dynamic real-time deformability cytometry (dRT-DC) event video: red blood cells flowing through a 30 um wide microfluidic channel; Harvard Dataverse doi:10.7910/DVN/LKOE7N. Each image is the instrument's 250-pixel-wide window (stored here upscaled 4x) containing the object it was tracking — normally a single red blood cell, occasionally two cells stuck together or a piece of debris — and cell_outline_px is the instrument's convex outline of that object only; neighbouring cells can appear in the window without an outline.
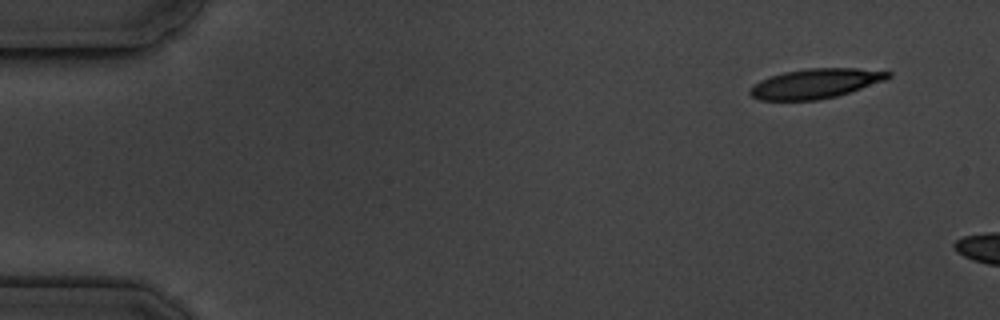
{"species": "common noctule bat (a hibernating species)", "species_latin": "Nyctalus noctula", "temperature_condition": "cold", "stored_images_in_passage": 3, "camera_frame_rate_fps": 3000, "um_per_image_px": 0.085, "animal": {"sex": "male", "body_mass_g": 19.5, "forearm_length_mm": 54.6}, "frame": {"image": 1, "passage_image": 1, "time_ms": 0.0, "image_size_px": [1000, 320], "cell_outline_px": [[892, 76], [888, 80], [836, 96], [816, 100], [760, 100], [752, 96], [748, 92], [748, 88], [760, 80], [784, 72], [808, 68], [860, 68], [892, 72]], "centroid_in_image_um": [69.35, 7.09], "position_along_channel_um": 15.7, "area_um2": 23.99}}